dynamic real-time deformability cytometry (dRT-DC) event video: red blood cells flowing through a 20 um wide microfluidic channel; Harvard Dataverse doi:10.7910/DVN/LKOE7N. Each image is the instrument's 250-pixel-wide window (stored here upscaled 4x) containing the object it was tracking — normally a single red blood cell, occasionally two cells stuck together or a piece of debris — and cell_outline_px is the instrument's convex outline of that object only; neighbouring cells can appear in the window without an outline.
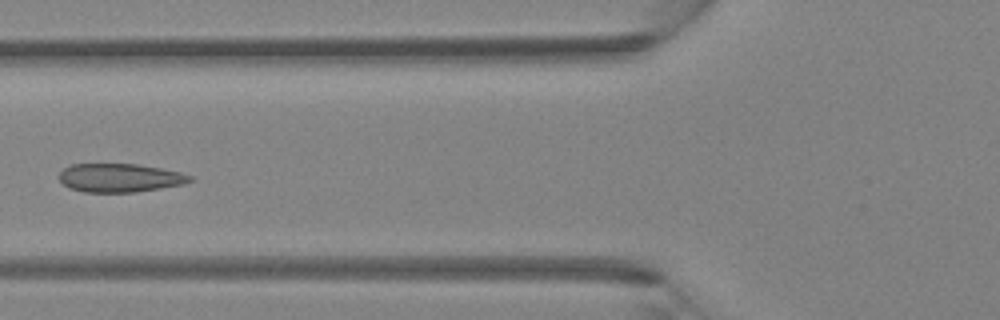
{"species": "Egyptian fruit bat (a non-hibernating species)", "species_latin": "Rousettus aegyptiacus", "temperature_condition": "room temperature", "stored_images_in_passage": 6, "camera_frame_rate_fps": 3000, "um_per_image_px": 0.085, "animal": {"sex": "female"}, "frame": {"image": 1, "passage_image": 5, "time_ms": 1.333, "image_size_px": [1000, 320], "cell_outline_px": [[196, 180], [184, 184], [136, 192], [84, 192], [68, 188], [60, 180], [60, 172], [64, 168], [72, 164], [136, 164], [160, 168], [180, 172], [192, 176]], "centroid_in_image_um": [10.21, 15.12], "position_along_channel_um": 115.6, "area_um2": 21.79}}
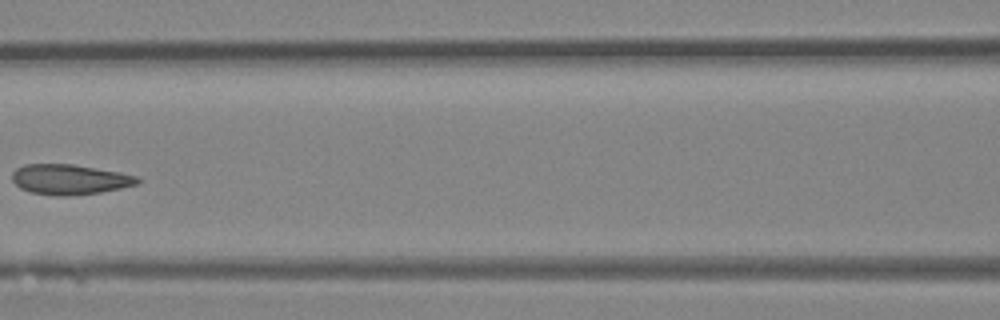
{"frame": {"image": 2, "passage_image": 6, "time_ms": 1.667, "image_size_px": [1000, 320], "cell_outline_px": [[144, 180], [140, 184], [100, 192], [68, 196], [56, 196], [32, 192], [20, 188], [12, 180], [12, 172], [16, 168], [24, 164], [72, 164], [120, 172], [140, 176]], "centroid_in_image_um": [5.97, 15.25], "position_along_channel_um": 160.6, "area_um2": 22.25}}